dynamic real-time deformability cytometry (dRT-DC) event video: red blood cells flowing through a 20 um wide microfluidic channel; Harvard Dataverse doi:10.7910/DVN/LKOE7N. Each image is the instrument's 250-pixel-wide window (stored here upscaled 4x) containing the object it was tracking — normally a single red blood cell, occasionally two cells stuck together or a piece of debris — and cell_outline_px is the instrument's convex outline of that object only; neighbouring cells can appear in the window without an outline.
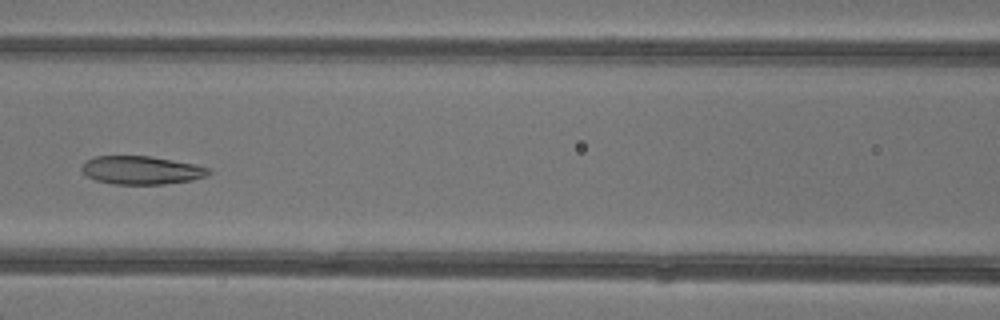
{"species": "common noctule bat (a hibernating species)", "species_latin": "Nyctalus noctula", "temperature_condition": "warm", "stored_images_in_passage": 6, "camera_frame_rate_fps": 3000, "um_per_image_px": 0.085, "animal": {"sex": "female"}, "frame": {"image": 1, "passage_image": 6, "time_ms": 6.0, "image_size_px": [1000, 320], "cell_outline_px": [[212, 172], [208, 176], [192, 180], [164, 184], [112, 184], [96, 180], [88, 176], [80, 168], [84, 160], [96, 156], [148, 156], [172, 160], [192, 164], [208, 168]], "centroid_in_image_um": [12.0, 14.47], "position_along_channel_um": 154.6, "area_um2": 20.87}}